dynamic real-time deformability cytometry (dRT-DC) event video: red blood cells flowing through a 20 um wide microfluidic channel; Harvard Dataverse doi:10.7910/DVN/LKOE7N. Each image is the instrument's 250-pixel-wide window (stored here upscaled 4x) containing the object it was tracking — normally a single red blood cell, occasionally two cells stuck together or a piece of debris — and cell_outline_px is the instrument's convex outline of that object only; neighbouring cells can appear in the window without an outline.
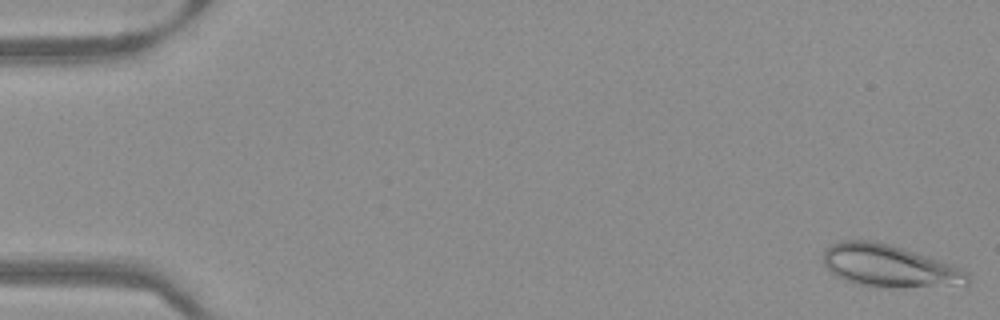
{"species": "Egyptian fruit bat (a non-hibernating species)", "species_latin": "Rousettus aegyptiacus", "temperature_condition": "warm", "stored_images_in_passage": 51, "camera_frame_rate_fps": 3000, "um_per_image_px": 0.085, "frame": {"image": 1, "passage_image": 1, "time_ms": 0.0, "image_size_px": [1000, 320], "cell_outline_px": [[972, 280], [968, 288], [876, 288], [852, 284], [836, 276], [824, 264], [824, 252], [832, 244], [840, 240], [872, 240], [904, 248], [952, 264], [968, 272], [972, 276]], "centroid_in_image_um": [75.75, 22.68], "position_along_channel_um": 9.3, "area_um2": 37.11}}
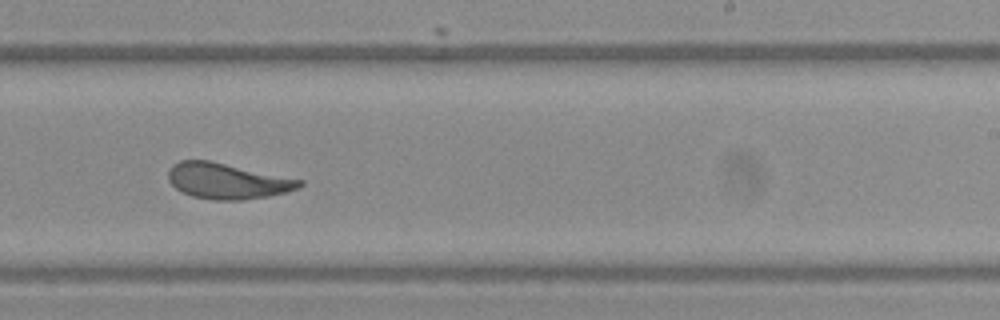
{"frame": {"image": 2, "passage_image": 32, "time_ms": 10.333, "image_size_px": [1000, 320], "cell_outline_px": [[304, 184], [300, 188], [268, 196], [244, 200], [212, 200], [192, 196], [176, 188], [168, 180], [168, 172], [172, 164], [180, 160], [212, 160], [304, 180]], "centroid_in_image_um": [19.34, 15.37], "position_along_channel_um": 269.7, "area_um2": 27.57}}
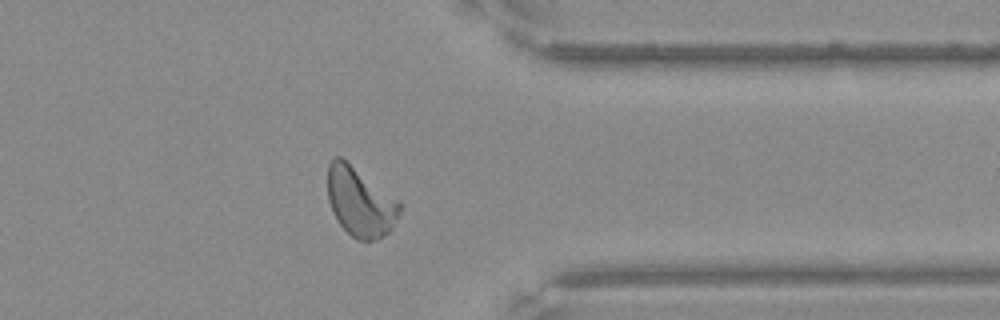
{"frame": {"image": 3, "passage_image": 41, "time_ms": 13.333, "image_size_px": [1000, 320], "cell_outline_px": [[400, 212], [392, 228], [388, 232], [376, 240], [356, 240], [340, 224], [332, 212], [328, 200], [328, 164], [332, 156], [340, 156], [400, 200]], "centroid_in_image_um": [30.61, 17.14], "position_along_channel_um": 380.8, "area_um2": 29.07}}